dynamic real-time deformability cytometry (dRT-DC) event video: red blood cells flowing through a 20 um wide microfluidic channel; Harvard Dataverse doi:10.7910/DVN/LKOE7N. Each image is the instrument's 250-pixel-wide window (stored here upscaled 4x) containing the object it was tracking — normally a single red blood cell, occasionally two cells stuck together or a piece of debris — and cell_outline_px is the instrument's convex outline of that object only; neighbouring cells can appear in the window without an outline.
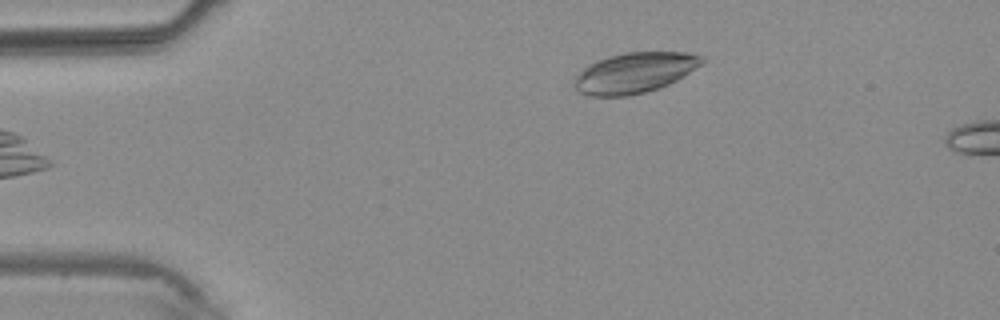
{"species": "common noctule bat (a hibernating species)", "species_latin": "Nyctalus noctula", "temperature_condition": "warm", "stored_images_in_passage": 3, "camera_frame_rate_fps": 3000, "um_per_image_px": 0.085, "animal": {"sex": "male", "body_mass_g": 20.4}, "frame": {"image": 1, "passage_image": 3, "time_ms": 2.333, "image_size_px": [1000, 320], "cell_outline_px": [[704, 60], [700, 64], [684, 76], [660, 88], [628, 96], [588, 96], [580, 92], [572, 84], [576, 76], [584, 68], [596, 60], [608, 56], [624, 52], [688, 52], [704, 56]], "centroid_in_image_um": [53.92, 6.18], "position_along_channel_um": 31.1, "area_um2": 30.06}}